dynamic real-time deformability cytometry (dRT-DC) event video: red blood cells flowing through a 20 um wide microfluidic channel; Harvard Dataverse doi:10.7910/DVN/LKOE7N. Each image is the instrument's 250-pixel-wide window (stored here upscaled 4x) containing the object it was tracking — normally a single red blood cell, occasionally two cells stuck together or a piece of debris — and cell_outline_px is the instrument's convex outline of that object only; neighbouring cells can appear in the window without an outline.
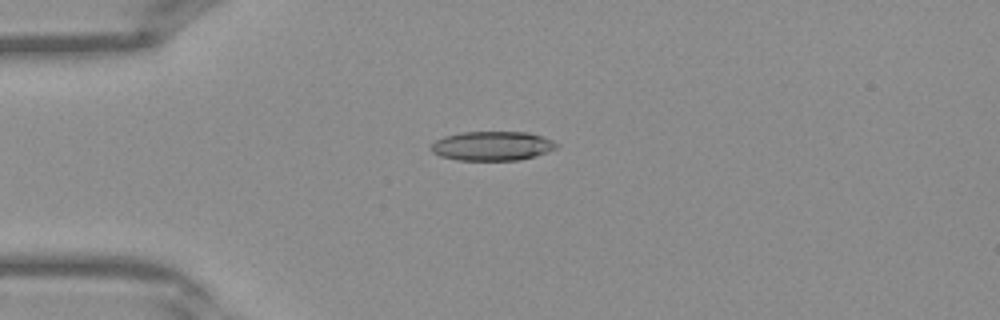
{"species": "Egyptian fruit bat (a non-hibernating species)", "species_latin": "Rousettus aegyptiacus", "temperature_condition": "warm", "stored_images_in_passage": 32, "camera_frame_rate_fps": 3000, "um_per_image_px": 0.085, "frame": {"image": 1, "passage_image": 2, "time_ms": 0.333, "image_size_px": [1000, 320], "cell_outline_px": [[560, 144], [556, 148], [548, 152], [536, 156], [520, 160], [456, 160], [440, 156], [432, 152], [428, 148], [436, 140], [444, 136], [460, 132], [528, 132], [544, 136]], "centroid_in_image_um": [41.85, 12.4], "position_along_channel_um": 43.2, "area_um2": 21.68}}
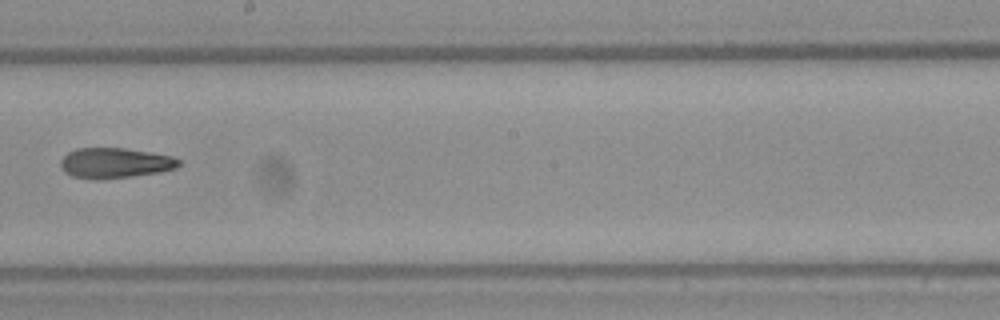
{"frame": {"image": 2, "passage_image": 15, "time_ms": 4.667, "image_size_px": [1000, 320], "cell_outline_px": [[184, 164], [176, 168], [160, 172], [132, 176], [96, 180], [72, 176], [64, 172], [60, 164], [60, 160], [68, 152], [76, 148], [124, 148], [172, 156], [180, 160]], "centroid_in_image_um": [9.78, 13.86], "position_along_channel_um": 238.4, "area_um2": 20.98}}
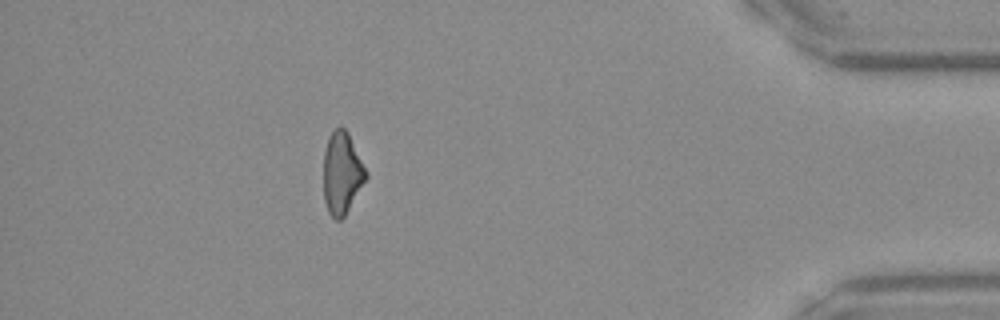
{"frame": {"image": 3, "passage_image": 28, "time_ms": 9.0, "image_size_px": [1000, 320], "cell_outline_px": [[368, 176], [344, 216], [340, 220], [336, 220], [328, 212], [324, 200], [324, 152], [328, 136], [340, 124], [348, 132], [368, 172]], "centroid_in_image_um": [29.06, 14.68], "position_along_channel_um": 406.1, "area_um2": 20.29}}